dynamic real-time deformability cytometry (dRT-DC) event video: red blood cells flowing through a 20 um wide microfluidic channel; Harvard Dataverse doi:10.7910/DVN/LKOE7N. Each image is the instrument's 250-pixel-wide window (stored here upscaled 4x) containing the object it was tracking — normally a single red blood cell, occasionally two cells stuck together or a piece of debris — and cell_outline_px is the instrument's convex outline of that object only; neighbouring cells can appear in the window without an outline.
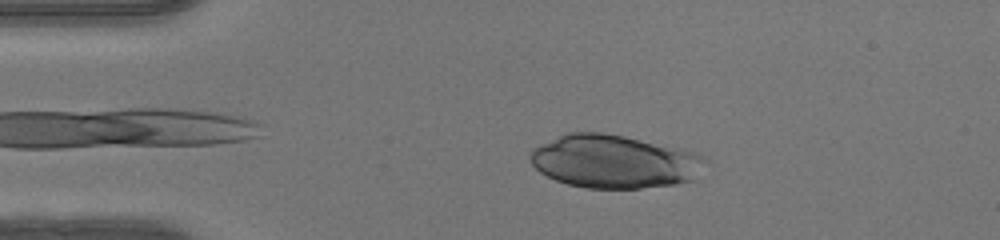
{"species": "human", "species_latin": "Homo sapiens", "temperature_condition": "warm", "stored_images_in_passage": 42, "camera_frame_rate_fps": 3000, "um_per_image_px": 0.085, "donor": {"sex": "female"}, "frame": {"image": 1, "passage_image": 9, "time_ms": 2.667, "image_size_px": [1000, 240], "cell_outline_px": [[708, 160], [696, 180], [676, 184], [640, 188], [588, 188], [568, 184], [556, 180], [540, 172], [532, 164], [528, 156], [528, 152], [532, 148], [540, 144], [568, 132], [600, 132], [624, 136], [696, 152]], "centroid_in_image_um": [52.22, 13.73], "position_along_channel_um": 32.8, "area_um2": 54.51}}
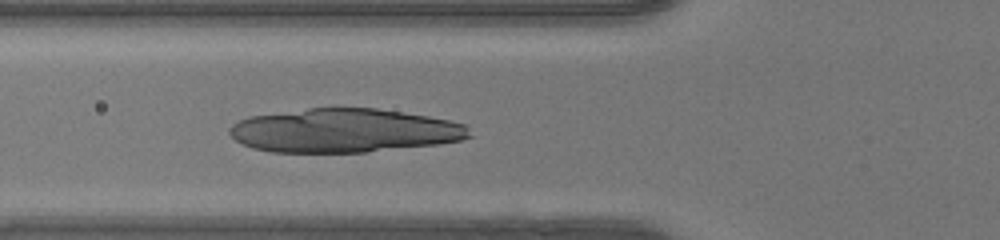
{"frame": {"image": 2, "passage_image": 17, "time_ms": 5.333, "image_size_px": [1000, 240], "cell_outline_px": [[472, 136], [460, 140], [440, 144], [368, 152], [272, 152], [252, 148], [236, 140], [228, 132], [228, 128], [232, 124], [240, 120], [252, 116], [308, 108], [376, 108], [428, 116], [448, 120], [464, 124], [468, 128]], "centroid_in_image_um": [29.26, 11.1], "position_along_channel_um": 96.5, "area_um2": 61.09}}